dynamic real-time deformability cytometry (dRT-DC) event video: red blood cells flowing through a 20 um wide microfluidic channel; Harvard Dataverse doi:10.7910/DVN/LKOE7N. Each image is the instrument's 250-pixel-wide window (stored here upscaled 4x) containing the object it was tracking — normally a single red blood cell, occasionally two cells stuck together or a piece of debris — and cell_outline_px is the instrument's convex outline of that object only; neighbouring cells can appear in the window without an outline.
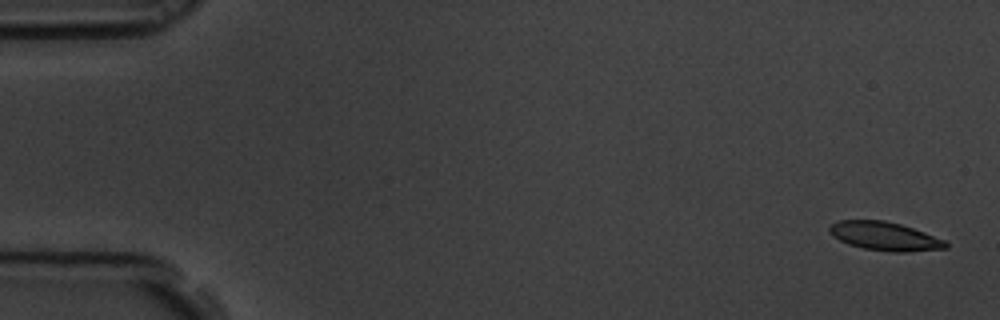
{"species": "common noctule bat (a hibernating species)", "species_latin": "Nyctalus noctula", "temperature_condition": "room temperature", "stored_images_in_passage": 57, "camera_frame_rate_fps": 3000, "um_per_image_px": 0.085, "animal": {"sex": "male", "body_mass_g": 19.5, "forearm_length_mm": 54.6}, "frame": {"image": 1, "passage_image": 1, "time_ms": 0.0, "image_size_px": [1000, 320], "cell_outline_px": [[948, 248], [904, 252], [892, 252], [864, 248], [848, 244], [832, 236], [828, 228], [832, 224], [840, 220], [884, 220], [900, 224], [924, 232], [944, 240], [948, 244]], "centroid_in_image_um": [75.19, 20.08], "position_along_channel_um": 9.8, "area_um2": 19.19}}
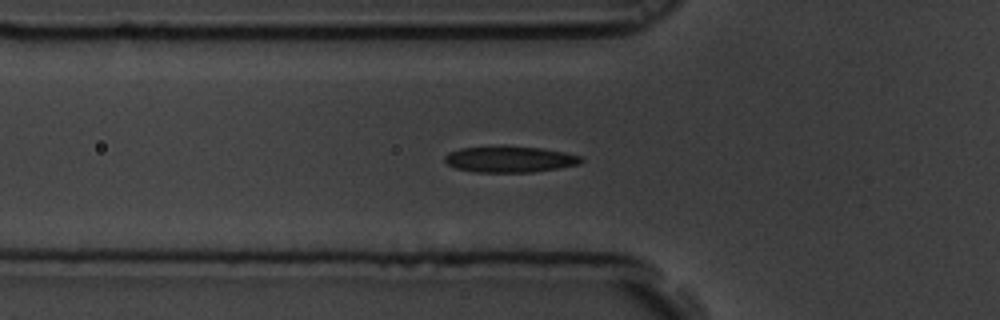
{"frame": {"image": 2, "passage_image": 19, "time_ms": 6.0, "image_size_px": [1000, 320], "cell_outline_px": [[584, 160], [580, 164], [532, 172], [476, 172], [456, 168], [448, 164], [444, 160], [444, 156], [448, 152], [460, 148], [500, 144], [540, 148], [564, 152], [580, 156]], "centroid_in_image_um": [43.28, 13.51], "position_along_channel_um": 82.5, "area_um2": 21.15}}
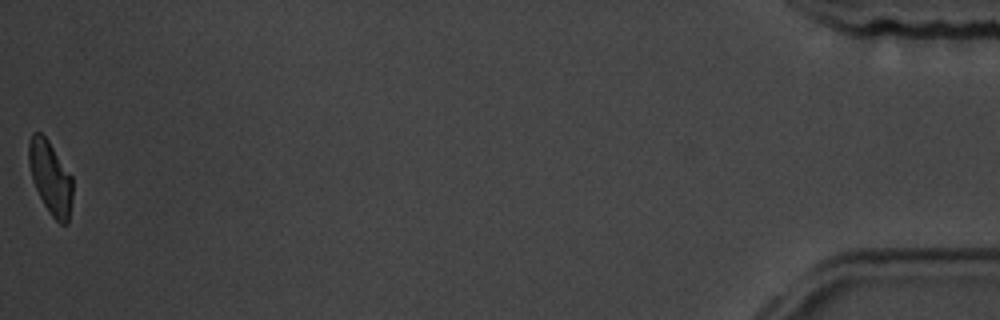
{"frame": {"image": 3, "passage_image": 57, "time_ms": 18.667, "image_size_px": [1000, 320], "cell_outline_px": [[72, 196], [68, 224], [60, 224], [52, 216], [44, 204], [32, 180], [28, 164], [28, 144], [32, 132], [40, 132], [48, 140], [72, 176]], "centroid_in_image_um": [4.27, 15.08], "position_along_channel_um": 430.9, "area_um2": 18.61}, "authors_computed_cell_mechanics": {"area_um2": 20.5768, "velocity_mm_per_s": 3.5223, "shape_relaxation_time_tau1_ms": 6.0328, "shape_relaxation_time_tau2_ms": 3.7365, "deformation_change_tau1": 0.1361, "deformation_change_tau2": 0.1034}}